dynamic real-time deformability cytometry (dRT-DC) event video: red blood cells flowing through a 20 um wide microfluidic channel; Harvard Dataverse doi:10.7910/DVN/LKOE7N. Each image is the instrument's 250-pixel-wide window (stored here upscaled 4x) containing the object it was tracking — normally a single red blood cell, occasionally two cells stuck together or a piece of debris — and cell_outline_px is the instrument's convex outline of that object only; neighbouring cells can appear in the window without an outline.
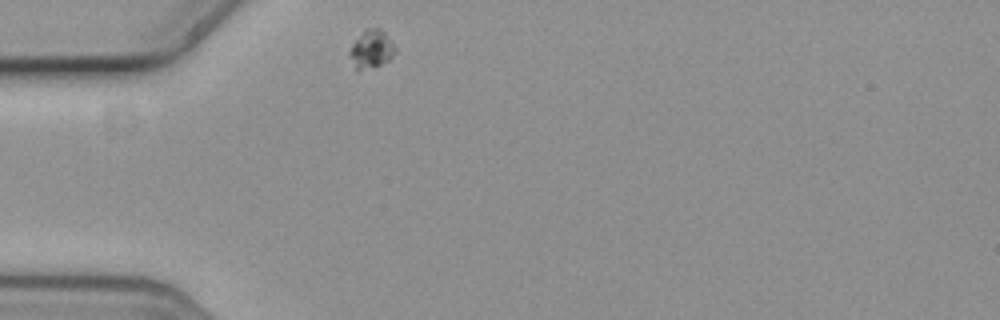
{"species": "common noctule bat (a hibernating species)", "species_latin": "Nyctalus noctula", "temperature_condition": "cold", "stored_images_in_passage": 36, "camera_frame_rate_fps": 3000, "um_per_image_px": 0.085, "animal": {"sex": "female", "body_mass_g": 19.3, "forearm_length_mm": 54.1}, "frame": {"image": 1, "passage_image": 1, "time_ms": 0.0, "image_size_px": [1000, 320], "cell_outline_px": [[396, 52], [388, 60], [380, 64], [356, 72], [348, 56], [348, 52], [352, 44], [364, 28], [380, 28], [384, 32], [396, 48]], "centroid_in_image_um": [31.51, 4.18], "position_along_channel_um": 53.5, "area_um2": 10.23}}